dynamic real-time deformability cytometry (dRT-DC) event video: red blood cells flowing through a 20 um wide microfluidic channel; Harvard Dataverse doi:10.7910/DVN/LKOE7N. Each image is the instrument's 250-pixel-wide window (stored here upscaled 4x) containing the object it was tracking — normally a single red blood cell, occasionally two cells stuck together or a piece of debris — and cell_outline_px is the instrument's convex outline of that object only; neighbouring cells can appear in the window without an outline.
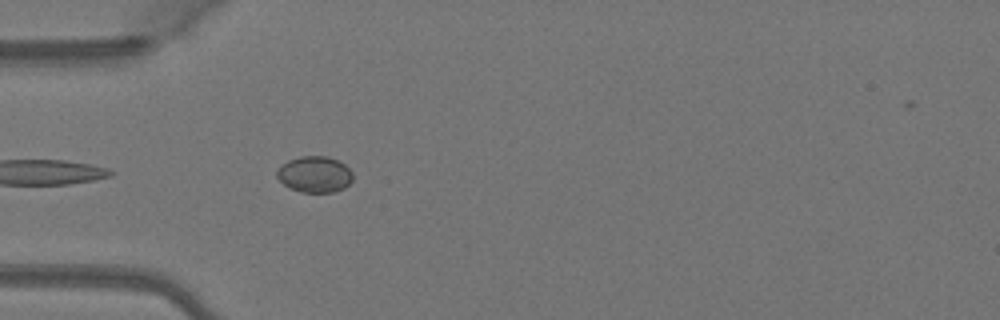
{"species": "Egyptian fruit bat (a non-hibernating species)", "species_latin": "Rousettus aegyptiacus", "temperature_condition": "warm", "stored_images_in_passage": 11, "camera_frame_rate_fps": 3000, "um_per_image_px": 0.085, "animal": {"sex": "female"}, "frame": {"image": 1, "passage_image": 2, "time_ms": 0.333, "image_size_px": [1000, 320], "cell_outline_px": [[352, 180], [344, 188], [332, 192], [300, 192], [288, 188], [276, 176], [276, 172], [288, 160], [300, 156], [328, 156], [344, 164], [352, 172]], "centroid_in_image_um": [26.74, 14.82], "position_along_channel_um": 58.3, "area_um2": 15.9}}
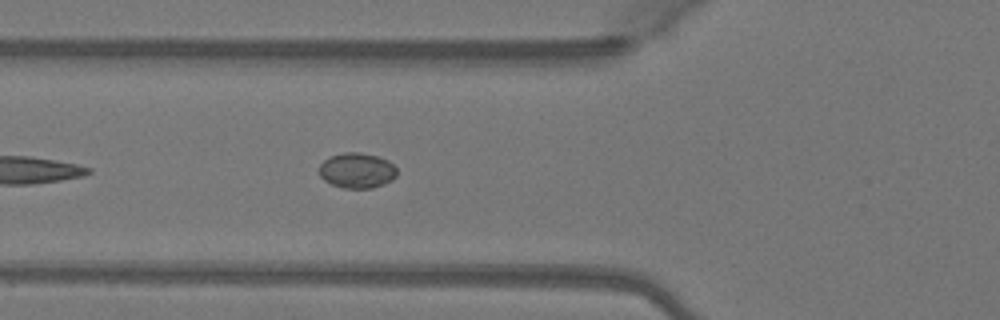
{"frame": {"image": 2, "passage_image": 5, "time_ms": 1.333, "image_size_px": [1000, 320], "cell_outline_px": [[396, 176], [392, 180], [384, 184], [372, 188], [344, 188], [332, 184], [324, 180], [320, 176], [320, 164], [324, 160], [332, 156], [344, 152], [360, 152], [376, 156], [388, 160], [396, 168]], "centroid_in_image_um": [30.35, 14.49], "position_along_channel_um": 95.4, "area_um2": 15.9}}
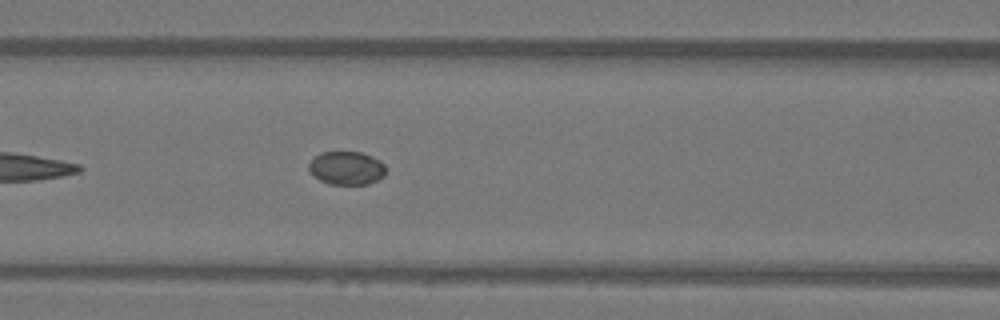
{"frame": {"image": 3, "passage_image": 8, "time_ms": 2.333, "image_size_px": [1000, 320], "cell_outline_px": [[388, 168], [384, 176], [368, 184], [328, 184], [320, 180], [308, 172], [308, 164], [320, 152], [360, 152], [372, 156], [380, 160]], "centroid_in_image_um": [29.47, 14.28], "position_along_channel_um": 137.1, "area_um2": 15.14}}